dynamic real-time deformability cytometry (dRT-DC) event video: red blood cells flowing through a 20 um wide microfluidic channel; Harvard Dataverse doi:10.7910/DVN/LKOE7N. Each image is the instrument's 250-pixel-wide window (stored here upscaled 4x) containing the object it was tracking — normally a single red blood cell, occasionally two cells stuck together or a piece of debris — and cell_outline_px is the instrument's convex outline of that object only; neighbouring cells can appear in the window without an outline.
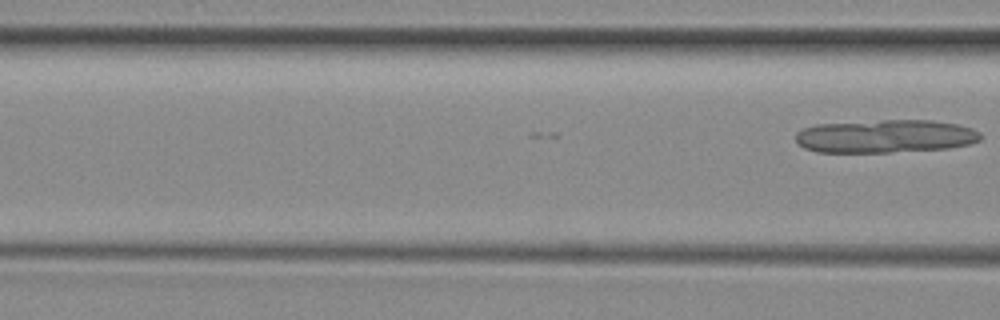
{"species": "common noctule bat (a hibernating species)", "species_latin": "Nyctalus noctula", "temperature_condition": "room temperature", "stored_images_in_passage": 7, "segment_of_instrument_passage": [2, 2], "camera_frame_rate_fps": 3000, "um_per_image_px": 0.085, "animal": {"sex": "female", "body_mass_g": 29.2, "forearm_length_mm": 56.3}, "frame": {"image": 1, "passage_image": 7, "time_ms": 8.667, "image_size_px": [1000, 320], "cell_outline_px": [[984, 136], [980, 140], [968, 144], [948, 148], [888, 152], [816, 152], [804, 148], [796, 140], [796, 132], [804, 128], [816, 124], [880, 120], [932, 120], [956, 124], [972, 128], [980, 132]], "centroid_in_image_um": [75.26, 11.57], "position_along_channel_um": 91.3, "area_um2": 35.78}}